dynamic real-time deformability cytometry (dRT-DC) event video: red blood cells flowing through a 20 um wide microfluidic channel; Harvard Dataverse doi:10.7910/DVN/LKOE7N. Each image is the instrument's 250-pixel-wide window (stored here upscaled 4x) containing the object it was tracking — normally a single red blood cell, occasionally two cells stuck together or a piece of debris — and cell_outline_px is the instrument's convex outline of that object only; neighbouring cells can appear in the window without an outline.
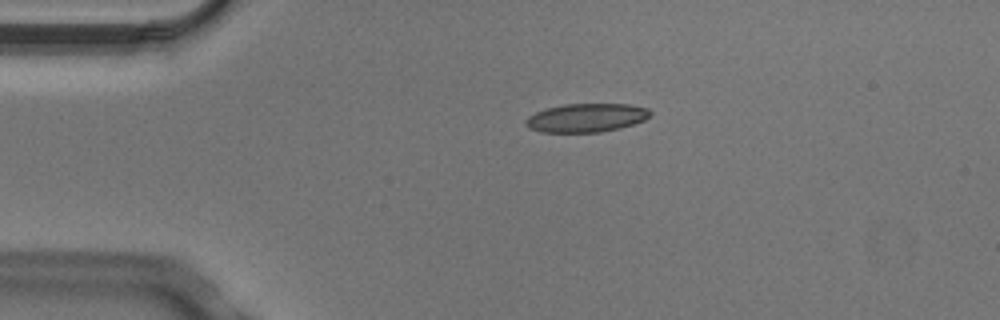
{"species": "Egyptian fruit bat (a non-hibernating species)", "species_latin": "Rousettus aegyptiacus", "temperature_condition": "cold", "stored_images_in_passage": 2, "camera_frame_rate_fps": 3000, "um_per_image_px": 0.085, "animal": {"sex": "male"}, "frame": {"image": 1, "passage_image": 1, "time_ms": 0.0, "image_size_px": [1000, 320], "cell_outline_px": [[652, 116], [644, 120], [620, 128], [600, 132], [540, 132], [528, 128], [524, 124], [524, 120], [528, 116], [536, 112], [548, 108], [564, 104], [628, 104], [648, 108], [652, 112]], "centroid_in_image_um": [49.83, 10.01], "position_along_channel_um": 35.2, "area_um2": 20.87}}